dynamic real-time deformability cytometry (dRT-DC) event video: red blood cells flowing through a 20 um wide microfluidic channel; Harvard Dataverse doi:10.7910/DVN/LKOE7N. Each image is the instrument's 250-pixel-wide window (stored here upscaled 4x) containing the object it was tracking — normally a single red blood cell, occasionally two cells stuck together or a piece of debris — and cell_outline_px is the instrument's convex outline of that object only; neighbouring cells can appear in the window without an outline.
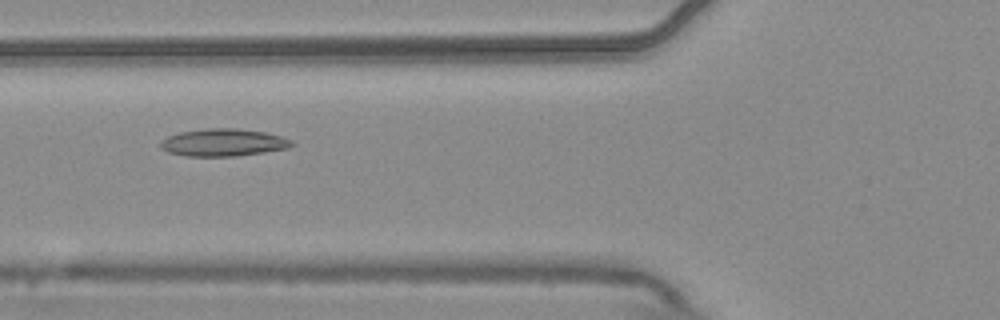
{"species": "common noctule bat (a hibernating species)", "species_latin": "Nyctalus noctula", "temperature_condition": "warm", "stored_images_in_passage": 3, "camera_frame_rate_fps": 3000, "um_per_image_px": 0.085, "animal": {"sex": "male", "body_mass_g": 20.4}, "frame": {"image": 1, "passage_image": 2, "time_ms": 0.333, "image_size_px": [1000, 320], "cell_outline_px": [[296, 144], [288, 148], [264, 152], [236, 156], [184, 156], [168, 152], [160, 148], [160, 140], [168, 136], [180, 132], [208, 128], [236, 128], [264, 132], [280, 136], [292, 140]], "centroid_in_image_um": [18.97, 12.11], "position_along_channel_um": 106.8, "area_um2": 21.04}}
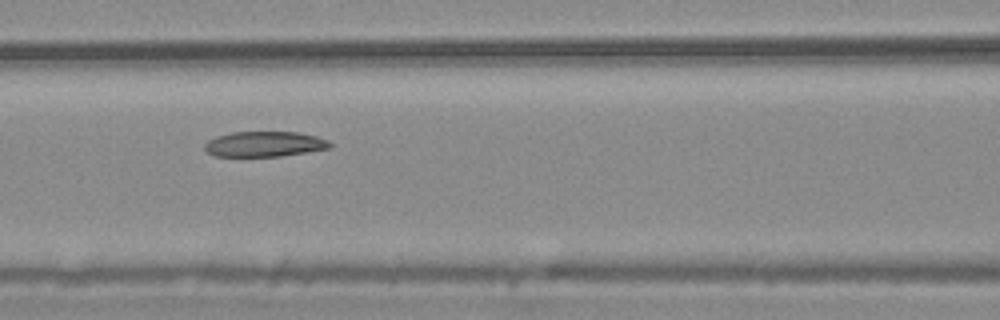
{"frame": {"image": 2, "passage_image": 3, "time_ms": 0.667, "image_size_px": [1000, 320], "cell_outline_px": [[332, 148], [280, 156], [216, 156], [208, 152], [204, 148], [204, 144], [208, 140], [216, 136], [232, 132], [300, 132], [316, 136], [328, 140], [332, 144]], "centroid_in_image_um": [22.5, 12.24], "position_along_channel_um": 144.1, "area_um2": 18.5}}